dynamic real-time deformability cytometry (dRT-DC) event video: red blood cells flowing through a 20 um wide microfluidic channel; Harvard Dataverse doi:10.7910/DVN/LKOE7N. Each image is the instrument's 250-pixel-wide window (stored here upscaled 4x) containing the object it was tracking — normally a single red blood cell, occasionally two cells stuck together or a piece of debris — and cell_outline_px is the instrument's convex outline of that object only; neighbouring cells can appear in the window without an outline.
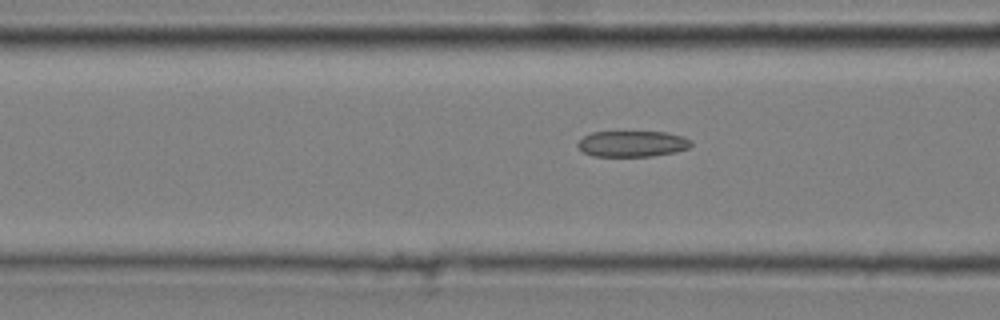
{"species": "common noctule bat (a hibernating species)", "species_latin": "Nyctalus noctula", "temperature_condition": "cold", "stored_images_in_passage": 43, "camera_frame_rate_fps": 3000, "um_per_image_px": 0.085, "animal": {"sex": "male", "body_mass_g": 20.4}, "frame": {"image": 1, "passage_image": 21, "time_ms": 6.667, "image_size_px": [1000, 320], "cell_outline_px": [[692, 144], [688, 148], [676, 152], [652, 156], [592, 156], [584, 152], [576, 144], [584, 136], [592, 132], [668, 132], [684, 136], [692, 140]], "centroid_in_image_um": [53.79, 12.22], "position_along_channel_um": 112.8, "area_um2": 17.22}}
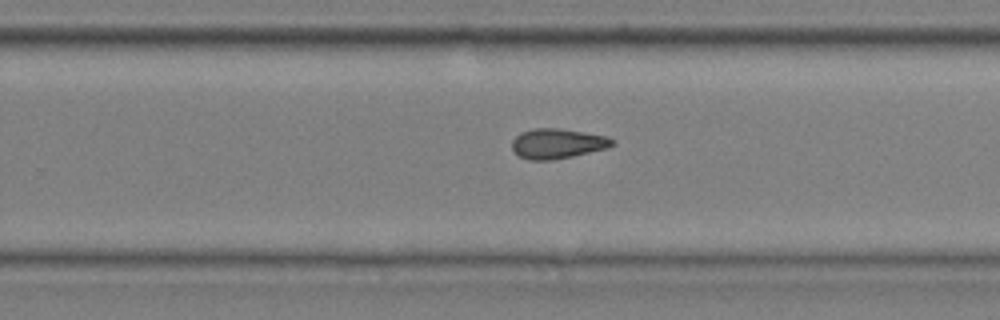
{"frame": {"image": 2, "passage_image": 35, "time_ms": 11.333, "image_size_px": [1000, 320], "cell_outline_px": [[616, 144], [608, 148], [572, 156], [552, 160], [528, 160], [520, 156], [512, 148], [512, 140], [520, 132], [532, 128], [556, 128], [584, 132], [608, 136], [616, 140]], "centroid_in_image_um": [47.41, 12.2], "position_along_channel_um": 282.4, "area_um2": 17.63}}
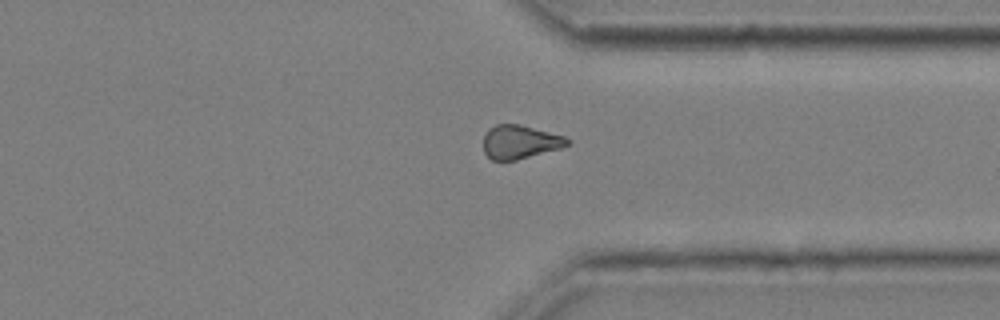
{"frame": {"image": 3, "passage_image": 42, "time_ms": 13.667, "image_size_px": [1000, 320], "cell_outline_px": [[572, 144], [560, 148], [516, 160], [492, 160], [484, 152], [484, 136], [488, 128], [496, 124], [520, 124], [564, 136], [572, 140]], "centroid_in_image_um": [44.21, 12.06], "position_along_channel_um": 367.2, "area_um2": 16.47}}